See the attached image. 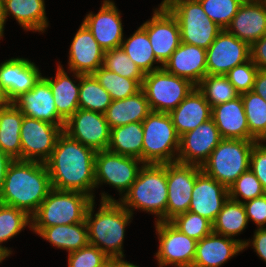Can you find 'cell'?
<instances>
[{"mask_svg": "<svg viewBox=\"0 0 266 267\" xmlns=\"http://www.w3.org/2000/svg\"><path fill=\"white\" fill-rule=\"evenodd\" d=\"M141 26L147 32L157 61L163 66L181 43L177 19L166 6H162L154 8L152 18Z\"/></svg>", "mask_w": 266, "mask_h": 267, "instance_id": "4fadbf2b", "label": "cell"}, {"mask_svg": "<svg viewBox=\"0 0 266 267\" xmlns=\"http://www.w3.org/2000/svg\"><path fill=\"white\" fill-rule=\"evenodd\" d=\"M62 132L60 126L24 115L20 129L21 160L45 163Z\"/></svg>", "mask_w": 266, "mask_h": 267, "instance_id": "7c38bea8", "label": "cell"}, {"mask_svg": "<svg viewBox=\"0 0 266 267\" xmlns=\"http://www.w3.org/2000/svg\"><path fill=\"white\" fill-rule=\"evenodd\" d=\"M248 222L251 220L257 228L266 226V193L260 197L248 200L243 203Z\"/></svg>", "mask_w": 266, "mask_h": 267, "instance_id": "c3c4849f", "label": "cell"}, {"mask_svg": "<svg viewBox=\"0 0 266 267\" xmlns=\"http://www.w3.org/2000/svg\"><path fill=\"white\" fill-rule=\"evenodd\" d=\"M169 114L177 134L181 137L208 119H211L212 107L198 88L195 87Z\"/></svg>", "mask_w": 266, "mask_h": 267, "instance_id": "4316f807", "label": "cell"}, {"mask_svg": "<svg viewBox=\"0 0 266 267\" xmlns=\"http://www.w3.org/2000/svg\"><path fill=\"white\" fill-rule=\"evenodd\" d=\"M51 189L45 163L16 159L7 169L0 203L16 207L32 217Z\"/></svg>", "mask_w": 266, "mask_h": 267, "instance_id": "7a4b0ae2", "label": "cell"}, {"mask_svg": "<svg viewBox=\"0 0 266 267\" xmlns=\"http://www.w3.org/2000/svg\"><path fill=\"white\" fill-rule=\"evenodd\" d=\"M222 140L213 118L180 137L177 162L202 166Z\"/></svg>", "mask_w": 266, "mask_h": 267, "instance_id": "ac0fdd59", "label": "cell"}, {"mask_svg": "<svg viewBox=\"0 0 266 267\" xmlns=\"http://www.w3.org/2000/svg\"><path fill=\"white\" fill-rule=\"evenodd\" d=\"M205 14L222 30L226 29L237 14L241 3L237 0H198Z\"/></svg>", "mask_w": 266, "mask_h": 267, "instance_id": "7bdbcfd3", "label": "cell"}, {"mask_svg": "<svg viewBox=\"0 0 266 267\" xmlns=\"http://www.w3.org/2000/svg\"><path fill=\"white\" fill-rule=\"evenodd\" d=\"M151 112L149 102L141 89L125 99L112 101L104 115L111 129L129 123L142 122Z\"/></svg>", "mask_w": 266, "mask_h": 267, "instance_id": "f546056e", "label": "cell"}, {"mask_svg": "<svg viewBox=\"0 0 266 267\" xmlns=\"http://www.w3.org/2000/svg\"><path fill=\"white\" fill-rule=\"evenodd\" d=\"M239 3L244 4V3H250V2H254L257 0H237Z\"/></svg>", "mask_w": 266, "mask_h": 267, "instance_id": "680465c9", "label": "cell"}, {"mask_svg": "<svg viewBox=\"0 0 266 267\" xmlns=\"http://www.w3.org/2000/svg\"><path fill=\"white\" fill-rule=\"evenodd\" d=\"M68 267H104L111 259L98 247L88 244L68 254Z\"/></svg>", "mask_w": 266, "mask_h": 267, "instance_id": "f6af8a7d", "label": "cell"}, {"mask_svg": "<svg viewBox=\"0 0 266 267\" xmlns=\"http://www.w3.org/2000/svg\"><path fill=\"white\" fill-rule=\"evenodd\" d=\"M195 87L190 80L175 76L161 68L144 75L141 89L151 111L170 113Z\"/></svg>", "mask_w": 266, "mask_h": 267, "instance_id": "9c48e42d", "label": "cell"}, {"mask_svg": "<svg viewBox=\"0 0 266 267\" xmlns=\"http://www.w3.org/2000/svg\"><path fill=\"white\" fill-rule=\"evenodd\" d=\"M244 240L211 232L197 241L192 267H221L243 251Z\"/></svg>", "mask_w": 266, "mask_h": 267, "instance_id": "603a6c76", "label": "cell"}, {"mask_svg": "<svg viewBox=\"0 0 266 267\" xmlns=\"http://www.w3.org/2000/svg\"><path fill=\"white\" fill-rule=\"evenodd\" d=\"M154 226L159 241L154 255L158 267H192L197 241L179 231L169 221H158Z\"/></svg>", "mask_w": 266, "mask_h": 267, "instance_id": "8fae6325", "label": "cell"}, {"mask_svg": "<svg viewBox=\"0 0 266 267\" xmlns=\"http://www.w3.org/2000/svg\"><path fill=\"white\" fill-rule=\"evenodd\" d=\"M79 108L105 113L112 99L93 74L81 75L79 91Z\"/></svg>", "mask_w": 266, "mask_h": 267, "instance_id": "d590c367", "label": "cell"}, {"mask_svg": "<svg viewBox=\"0 0 266 267\" xmlns=\"http://www.w3.org/2000/svg\"><path fill=\"white\" fill-rule=\"evenodd\" d=\"M95 157L94 149L63 131L45 162L52 188L81 192L95 200Z\"/></svg>", "mask_w": 266, "mask_h": 267, "instance_id": "6da1fadb", "label": "cell"}, {"mask_svg": "<svg viewBox=\"0 0 266 267\" xmlns=\"http://www.w3.org/2000/svg\"><path fill=\"white\" fill-rule=\"evenodd\" d=\"M142 162L166 164L177 161L180 137L169 113L152 111L143 121Z\"/></svg>", "mask_w": 266, "mask_h": 267, "instance_id": "8992f818", "label": "cell"}, {"mask_svg": "<svg viewBox=\"0 0 266 267\" xmlns=\"http://www.w3.org/2000/svg\"><path fill=\"white\" fill-rule=\"evenodd\" d=\"M253 234L251 240H244L243 250L251 246L260 259L266 263V227L257 228Z\"/></svg>", "mask_w": 266, "mask_h": 267, "instance_id": "681fc988", "label": "cell"}, {"mask_svg": "<svg viewBox=\"0 0 266 267\" xmlns=\"http://www.w3.org/2000/svg\"><path fill=\"white\" fill-rule=\"evenodd\" d=\"M228 190L230 199L242 203L266 193L261 182L250 169L242 173ZM239 197H242L243 201Z\"/></svg>", "mask_w": 266, "mask_h": 267, "instance_id": "ee69618b", "label": "cell"}, {"mask_svg": "<svg viewBox=\"0 0 266 267\" xmlns=\"http://www.w3.org/2000/svg\"><path fill=\"white\" fill-rule=\"evenodd\" d=\"M226 30L250 46L266 35V1L241 4Z\"/></svg>", "mask_w": 266, "mask_h": 267, "instance_id": "cb8c5ba5", "label": "cell"}, {"mask_svg": "<svg viewBox=\"0 0 266 267\" xmlns=\"http://www.w3.org/2000/svg\"><path fill=\"white\" fill-rule=\"evenodd\" d=\"M98 11L86 14L82 22L104 51L119 48L124 39L121 12L112 0H103Z\"/></svg>", "mask_w": 266, "mask_h": 267, "instance_id": "e0dca14e", "label": "cell"}, {"mask_svg": "<svg viewBox=\"0 0 266 267\" xmlns=\"http://www.w3.org/2000/svg\"><path fill=\"white\" fill-rule=\"evenodd\" d=\"M121 43V48L128 57L142 70L144 74L159 70L162 68L153 52L146 30L140 26L126 40Z\"/></svg>", "mask_w": 266, "mask_h": 267, "instance_id": "836d02e7", "label": "cell"}, {"mask_svg": "<svg viewBox=\"0 0 266 267\" xmlns=\"http://www.w3.org/2000/svg\"><path fill=\"white\" fill-rule=\"evenodd\" d=\"M228 198V188L201 170L196 176L188 211L213 223Z\"/></svg>", "mask_w": 266, "mask_h": 267, "instance_id": "44dd1931", "label": "cell"}, {"mask_svg": "<svg viewBox=\"0 0 266 267\" xmlns=\"http://www.w3.org/2000/svg\"><path fill=\"white\" fill-rule=\"evenodd\" d=\"M201 166L180 162L166 163L167 193L166 221L186 213L191 203V193Z\"/></svg>", "mask_w": 266, "mask_h": 267, "instance_id": "5bb4252c", "label": "cell"}, {"mask_svg": "<svg viewBox=\"0 0 266 267\" xmlns=\"http://www.w3.org/2000/svg\"><path fill=\"white\" fill-rule=\"evenodd\" d=\"M166 164H144L130 189L117 201L132 215L142 210L156 216L155 222L166 221Z\"/></svg>", "mask_w": 266, "mask_h": 267, "instance_id": "277c9868", "label": "cell"}, {"mask_svg": "<svg viewBox=\"0 0 266 267\" xmlns=\"http://www.w3.org/2000/svg\"><path fill=\"white\" fill-rule=\"evenodd\" d=\"M249 169L255 174L266 192V143L257 141L250 155Z\"/></svg>", "mask_w": 266, "mask_h": 267, "instance_id": "7dc6e473", "label": "cell"}, {"mask_svg": "<svg viewBox=\"0 0 266 267\" xmlns=\"http://www.w3.org/2000/svg\"><path fill=\"white\" fill-rule=\"evenodd\" d=\"M5 22L11 15L25 31L44 33L49 26L45 0H3Z\"/></svg>", "mask_w": 266, "mask_h": 267, "instance_id": "f1b7e54d", "label": "cell"}, {"mask_svg": "<svg viewBox=\"0 0 266 267\" xmlns=\"http://www.w3.org/2000/svg\"><path fill=\"white\" fill-rule=\"evenodd\" d=\"M22 112L13 104L0 108V149L13 160H21Z\"/></svg>", "mask_w": 266, "mask_h": 267, "instance_id": "1f68e13d", "label": "cell"}, {"mask_svg": "<svg viewBox=\"0 0 266 267\" xmlns=\"http://www.w3.org/2000/svg\"><path fill=\"white\" fill-rule=\"evenodd\" d=\"M212 118L222 139L255 140L249 133L241 96L212 107Z\"/></svg>", "mask_w": 266, "mask_h": 267, "instance_id": "484cf974", "label": "cell"}, {"mask_svg": "<svg viewBox=\"0 0 266 267\" xmlns=\"http://www.w3.org/2000/svg\"><path fill=\"white\" fill-rule=\"evenodd\" d=\"M5 17H4V4L3 0H0V40L4 36V27H5Z\"/></svg>", "mask_w": 266, "mask_h": 267, "instance_id": "db71d44e", "label": "cell"}, {"mask_svg": "<svg viewBox=\"0 0 266 267\" xmlns=\"http://www.w3.org/2000/svg\"><path fill=\"white\" fill-rule=\"evenodd\" d=\"M256 140L222 139L202 164L201 170L229 188L250 166Z\"/></svg>", "mask_w": 266, "mask_h": 267, "instance_id": "52a82bcc", "label": "cell"}, {"mask_svg": "<svg viewBox=\"0 0 266 267\" xmlns=\"http://www.w3.org/2000/svg\"><path fill=\"white\" fill-rule=\"evenodd\" d=\"M55 78L42 76L50 85L57 113L67 121L79 109L80 77L82 74L72 72L73 79L65 72L63 65L57 64ZM78 82V83H77Z\"/></svg>", "mask_w": 266, "mask_h": 267, "instance_id": "83f0119b", "label": "cell"}, {"mask_svg": "<svg viewBox=\"0 0 266 267\" xmlns=\"http://www.w3.org/2000/svg\"><path fill=\"white\" fill-rule=\"evenodd\" d=\"M99 84L110 94L112 101L125 99L139 92L143 79L122 77L103 66L93 73Z\"/></svg>", "mask_w": 266, "mask_h": 267, "instance_id": "f35d334b", "label": "cell"}, {"mask_svg": "<svg viewBox=\"0 0 266 267\" xmlns=\"http://www.w3.org/2000/svg\"><path fill=\"white\" fill-rule=\"evenodd\" d=\"M10 104V101L7 99V96L4 90L0 86V108L5 107Z\"/></svg>", "mask_w": 266, "mask_h": 267, "instance_id": "9f6ffc18", "label": "cell"}, {"mask_svg": "<svg viewBox=\"0 0 266 267\" xmlns=\"http://www.w3.org/2000/svg\"><path fill=\"white\" fill-rule=\"evenodd\" d=\"M251 60L260 70L266 71V35L250 46Z\"/></svg>", "mask_w": 266, "mask_h": 267, "instance_id": "f907efd6", "label": "cell"}, {"mask_svg": "<svg viewBox=\"0 0 266 267\" xmlns=\"http://www.w3.org/2000/svg\"><path fill=\"white\" fill-rule=\"evenodd\" d=\"M8 257L9 256L2 249H0V263H2L3 260H5Z\"/></svg>", "mask_w": 266, "mask_h": 267, "instance_id": "6f0895ef", "label": "cell"}, {"mask_svg": "<svg viewBox=\"0 0 266 267\" xmlns=\"http://www.w3.org/2000/svg\"><path fill=\"white\" fill-rule=\"evenodd\" d=\"M253 92L266 100V71L258 70L254 80Z\"/></svg>", "mask_w": 266, "mask_h": 267, "instance_id": "816d5d0a", "label": "cell"}, {"mask_svg": "<svg viewBox=\"0 0 266 267\" xmlns=\"http://www.w3.org/2000/svg\"><path fill=\"white\" fill-rule=\"evenodd\" d=\"M63 131L95 151L107 150L110 143L111 129L103 113L79 108L65 122Z\"/></svg>", "mask_w": 266, "mask_h": 267, "instance_id": "2e32d148", "label": "cell"}, {"mask_svg": "<svg viewBox=\"0 0 266 267\" xmlns=\"http://www.w3.org/2000/svg\"><path fill=\"white\" fill-rule=\"evenodd\" d=\"M113 267H139V265L125 261V259H113Z\"/></svg>", "mask_w": 266, "mask_h": 267, "instance_id": "11a10c76", "label": "cell"}, {"mask_svg": "<svg viewBox=\"0 0 266 267\" xmlns=\"http://www.w3.org/2000/svg\"><path fill=\"white\" fill-rule=\"evenodd\" d=\"M248 223L244 204L228 198L212 223V229L217 234L233 238L241 234Z\"/></svg>", "mask_w": 266, "mask_h": 267, "instance_id": "e575fe53", "label": "cell"}, {"mask_svg": "<svg viewBox=\"0 0 266 267\" xmlns=\"http://www.w3.org/2000/svg\"><path fill=\"white\" fill-rule=\"evenodd\" d=\"M41 77L38 66L27 58L13 57L0 64V86L10 103L30 91Z\"/></svg>", "mask_w": 266, "mask_h": 267, "instance_id": "d6986e66", "label": "cell"}, {"mask_svg": "<svg viewBox=\"0 0 266 267\" xmlns=\"http://www.w3.org/2000/svg\"><path fill=\"white\" fill-rule=\"evenodd\" d=\"M196 87L211 107L240 96L226 75H206Z\"/></svg>", "mask_w": 266, "mask_h": 267, "instance_id": "ab89813d", "label": "cell"}, {"mask_svg": "<svg viewBox=\"0 0 266 267\" xmlns=\"http://www.w3.org/2000/svg\"><path fill=\"white\" fill-rule=\"evenodd\" d=\"M23 115L60 126L64 130L65 120L57 113L49 83L41 77L34 87L12 102Z\"/></svg>", "mask_w": 266, "mask_h": 267, "instance_id": "ffe728a7", "label": "cell"}, {"mask_svg": "<svg viewBox=\"0 0 266 267\" xmlns=\"http://www.w3.org/2000/svg\"><path fill=\"white\" fill-rule=\"evenodd\" d=\"M179 231L196 241L208 236L212 231V223L202 216L187 211L169 221Z\"/></svg>", "mask_w": 266, "mask_h": 267, "instance_id": "b9f144b4", "label": "cell"}, {"mask_svg": "<svg viewBox=\"0 0 266 267\" xmlns=\"http://www.w3.org/2000/svg\"><path fill=\"white\" fill-rule=\"evenodd\" d=\"M143 126L142 122L129 123L111 128L108 151L142 161Z\"/></svg>", "mask_w": 266, "mask_h": 267, "instance_id": "d6a6232c", "label": "cell"}, {"mask_svg": "<svg viewBox=\"0 0 266 267\" xmlns=\"http://www.w3.org/2000/svg\"><path fill=\"white\" fill-rule=\"evenodd\" d=\"M13 159L0 149V194L3 188L6 172Z\"/></svg>", "mask_w": 266, "mask_h": 267, "instance_id": "f5cc1de1", "label": "cell"}, {"mask_svg": "<svg viewBox=\"0 0 266 267\" xmlns=\"http://www.w3.org/2000/svg\"><path fill=\"white\" fill-rule=\"evenodd\" d=\"M162 68L197 86L207 75L206 49L181 42Z\"/></svg>", "mask_w": 266, "mask_h": 267, "instance_id": "d4e9b609", "label": "cell"}, {"mask_svg": "<svg viewBox=\"0 0 266 267\" xmlns=\"http://www.w3.org/2000/svg\"><path fill=\"white\" fill-rule=\"evenodd\" d=\"M93 201L91 196L81 192L52 188L31 217V231L38 234L45 227L85 222L87 210Z\"/></svg>", "mask_w": 266, "mask_h": 267, "instance_id": "5b68a950", "label": "cell"}, {"mask_svg": "<svg viewBox=\"0 0 266 267\" xmlns=\"http://www.w3.org/2000/svg\"><path fill=\"white\" fill-rule=\"evenodd\" d=\"M244 105L250 135L256 141L266 142V100L255 92L240 95Z\"/></svg>", "mask_w": 266, "mask_h": 267, "instance_id": "74e56055", "label": "cell"}, {"mask_svg": "<svg viewBox=\"0 0 266 267\" xmlns=\"http://www.w3.org/2000/svg\"><path fill=\"white\" fill-rule=\"evenodd\" d=\"M143 165L141 160L134 157L108 150L96 151L95 188L107 184L116 188L122 198L137 179Z\"/></svg>", "mask_w": 266, "mask_h": 267, "instance_id": "30bf717a", "label": "cell"}, {"mask_svg": "<svg viewBox=\"0 0 266 267\" xmlns=\"http://www.w3.org/2000/svg\"><path fill=\"white\" fill-rule=\"evenodd\" d=\"M166 1H167V0H162V1H161V3H160V5H158V7L165 6V4H166Z\"/></svg>", "mask_w": 266, "mask_h": 267, "instance_id": "94428289", "label": "cell"}, {"mask_svg": "<svg viewBox=\"0 0 266 267\" xmlns=\"http://www.w3.org/2000/svg\"><path fill=\"white\" fill-rule=\"evenodd\" d=\"M104 68L129 79H144L142 70L128 57L121 47L104 52Z\"/></svg>", "mask_w": 266, "mask_h": 267, "instance_id": "60d3db41", "label": "cell"}, {"mask_svg": "<svg viewBox=\"0 0 266 267\" xmlns=\"http://www.w3.org/2000/svg\"><path fill=\"white\" fill-rule=\"evenodd\" d=\"M38 235L55 248L66 250L68 254L89 244L86 222L45 227Z\"/></svg>", "mask_w": 266, "mask_h": 267, "instance_id": "4dcf8cb0", "label": "cell"}, {"mask_svg": "<svg viewBox=\"0 0 266 267\" xmlns=\"http://www.w3.org/2000/svg\"><path fill=\"white\" fill-rule=\"evenodd\" d=\"M250 59V45L224 29L206 50L207 75H226Z\"/></svg>", "mask_w": 266, "mask_h": 267, "instance_id": "9a60e30c", "label": "cell"}, {"mask_svg": "<svg viewBox=\"0 0 266 267\" xmlns=\"http://www.w3.org/2000/svg\"><path fill=\"white\" fill-rule=\"evenodd\" d=\"M104 52L82 22L70 45L68 70L82 75L93 74L102 67Z\"/></svg>", "mask_w": 266, "mask_h": 267, "instance_id": "7402d4cb", "label": "cell"}, {"mask_svg": "<svg viewBox=\"0 0 266 267\" xmlns=\"http://www.w3.org/2000/svg\"><path fill=\"white\" fill-rule=\"evenodd\" d=\"M26 227L31 230V216L16 207L0 203V249L9 257L13 252L12 249L2 244L17 236Z\"/></svg>", "mask_w": 266, "mask_h": 267, "instance_id": "8d00e7d4", "label": "cell"}, {"mask_svg": "<svg viewBox=\"0 0 266 267\" xmlns=\"http://www.w3.org/2000/svg\"><path fill=\"white\" fill-rule=\"evenodd\" d=\"M100 201L95 214V200L86 213L89 244L98 247L110 259H124L125 228L134 216L105 191L101 193Z\"/></svg>", "mask_w": 266, "mask_h": 267, "instance_id": "3957f363", "label": "cell"}, {"mask_svg": "<svg viewBox=\"0 0 266 267\" xmlns=\"http://www.w3.org/2000/svg\"><path fill=\"white\" fill-rule=\"evenodd\" d=\"M258 70L259 68L250 59L241 65L235 66L226 76L236 91L241 95L253 89Z\"/></svg>", "mask_w": 266, "mask_h": 267, "instance_id": "bcb514c9", "label": "cell"}, {"mask_svg": "<svg viewBox=\"0 0 266 267\" xmlns=\"http://www.w3.org/2000/svg\"><path fill=\"white\" fill-rule=\"evenodd\" d=\"M165 6L178 21L182 43L207 50L222 31L205 14L198 0H167Z\"/></svg>", "mask_w": 266, "mask_h": 267, "instance_id": "ba28073f", "label": "cell"}, {"mask_svg": "<svg viewBox=\"0 0 266 267\" xmlns=\"http://www.w3.org/2000/svg\"><path fill=\"white\" fill-rule=\"evenodd\" d=\"M104 267H113V259H111V261L105 265Z\"/></svg>", "mask_w": 266, "mask_h": 267, "instance_id": "91938a15", "label": "cell"}]
</instances>
